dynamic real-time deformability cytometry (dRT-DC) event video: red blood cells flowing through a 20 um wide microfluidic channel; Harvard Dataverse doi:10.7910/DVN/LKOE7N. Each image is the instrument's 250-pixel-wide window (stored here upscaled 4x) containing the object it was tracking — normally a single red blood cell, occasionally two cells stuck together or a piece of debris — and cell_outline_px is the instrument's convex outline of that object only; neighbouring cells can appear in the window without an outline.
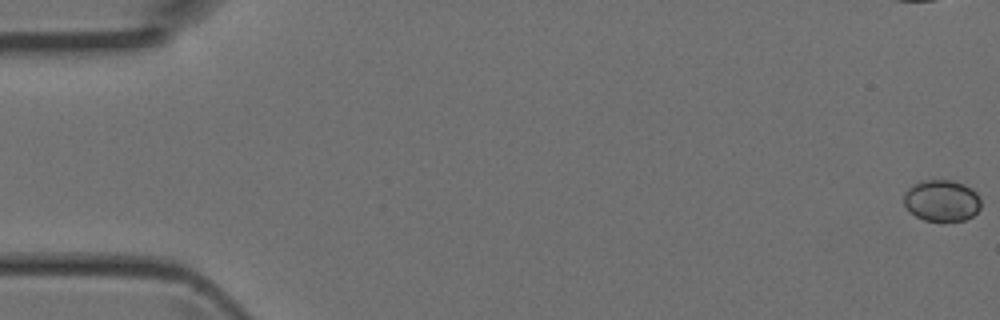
{"species": "Egyptian fruit bat (a non-hibernating species)", "species_latin": "Rousettus aegyptiacus", "temperature_condition": "room temperature", "stored_images_in_passage": 7, "camera_frame_rate_fps": 3000, "um_per_image_px": 0.085, "animal": {"sex": "female"}, "frame": {"image": 1, "passage_image": 1, "time_ms": 0.0, "image_size_px": [1000, 320], "cell_outline_px": [[980, 208], [972, 216], [964, 220], [924, 220], [916, 216], [904, 204], [904, 192], [908, 188], [924, 180], [952, 180], [964, 184], [972, 188], [976, 192], [980, 200]], "centroid_in_image_um": [80.06, 17.03], "position_along_channel_um": 4.9, "area_um2": 18.38}}